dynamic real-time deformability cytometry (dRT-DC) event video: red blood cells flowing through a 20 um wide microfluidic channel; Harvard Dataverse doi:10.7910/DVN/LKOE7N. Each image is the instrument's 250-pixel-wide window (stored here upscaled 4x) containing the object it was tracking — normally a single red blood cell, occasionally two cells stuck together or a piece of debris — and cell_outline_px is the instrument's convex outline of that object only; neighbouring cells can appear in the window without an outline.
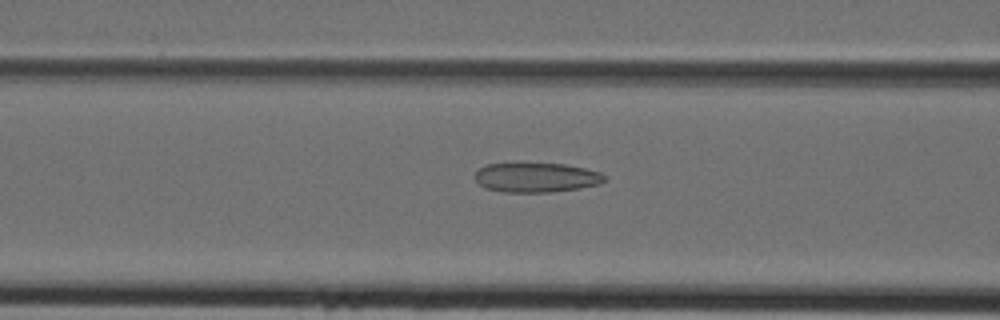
{"species": "Egyptian fruit bat (a non-hibernating species)", "species_latin": "Rousettus aegyptiacus", "temperature_condition": "cold", "stored_images_in_passage": 8, "camera_frame_rate_fps": 3000, "um_per_image_px": 0.085, "animal": {"sex": "female"}, "frame": {"image": 1, "passage_image": 6, "time_ms": 1.667, "image_size_px": [1000, 320], "cell_outline_px": [[608, 180], [600, 184], [580, 188], [548, 192], [504, 192], [484, 188], [472, 176], [480, 168], [488, 164], [564, 164], [584, 168], [600, 172]], "centroid_in_image_um": [45.59, 15.1], "position_along_channel_um": 121.0, "area_um2": 22.2}}